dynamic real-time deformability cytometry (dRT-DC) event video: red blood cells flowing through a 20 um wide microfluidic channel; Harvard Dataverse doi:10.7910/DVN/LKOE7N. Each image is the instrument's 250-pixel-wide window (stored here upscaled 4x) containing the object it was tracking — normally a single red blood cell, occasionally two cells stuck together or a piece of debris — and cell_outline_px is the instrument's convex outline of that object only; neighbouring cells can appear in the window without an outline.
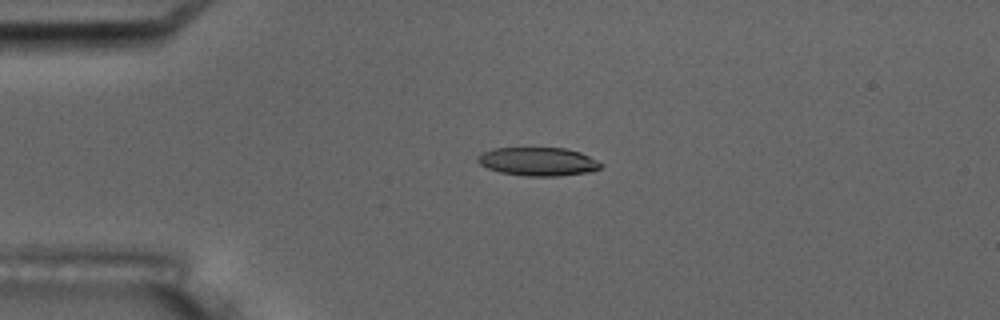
{"species": "common noctule bat (a hibernating species)", "species_latin": "Nyctalus noctula", "temperature_condition": "room temperature", "stored_images_in_passage": 6, "camera_frame_rate_fps": 3000, "um_per_image_px": 0.085, "animal": {"sex": "male", "body_mass_g": 17.5, "forearm_length_mm": 52.3}, "frame": {"image": 1, "passage_image": 4, "time_ms": 3.667, "image_size_px": [1000, 320], "cell_outline_px": [[604, 164], [600, 168], [592, 172], [560, 176], [524, 176], [500, 172], [488, 168], [480, 164], [476, 160], [484, 152], [492, 148], [564, 148], [580, 152]], "centroid_in_image_um": [45.77, 13.74], "position_along_channel_um": 39.2, "area_um2": 20.4}}